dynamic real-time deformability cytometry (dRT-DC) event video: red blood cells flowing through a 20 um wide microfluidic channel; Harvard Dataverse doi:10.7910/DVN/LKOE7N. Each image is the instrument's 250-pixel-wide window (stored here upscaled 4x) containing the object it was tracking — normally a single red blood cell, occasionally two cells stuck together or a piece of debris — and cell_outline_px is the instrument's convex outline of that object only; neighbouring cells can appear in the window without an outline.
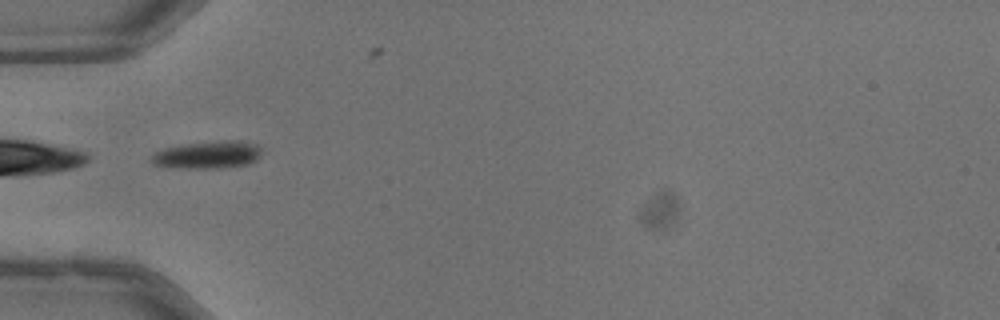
{"species": "common noctule bat (a hibernating species)", "species_latin": "Nyctalus noctula", "temperature_condition": "warm", "stored_images_in_passage": 39, "camera_frame_rate_fps": 3000, "um_per_image_px": 0.085, "animal": {"sex": "male", "body_mass_g": 13.3}, "frame": {"image": 1, "passage_image": 3, "time_ms": 0.667, "image_size_px": [1000, 320], "cell_outline_px": [[260, 156], [256, 160], [248, 164], [216, 168], [188, 168], [152, 164], [148, 160], [156, 152], [164, 148], [184, 144], [224, 140], [244, 140], [260, 144]], "centroid_in_image_um": [17.7, 13.14], "position_along_channel_um": 67.3, "area_um2": 17.69}}
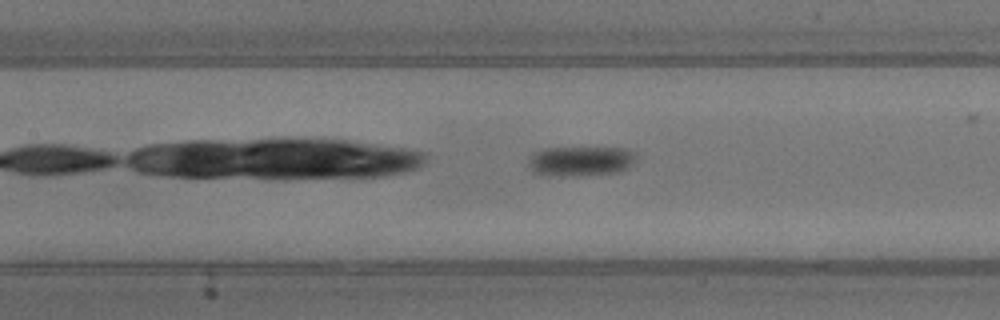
{"frame": {"image": 2, "passage_image": 10, "time_ms": 3.0, "image_size_px": [1000, 320], "cell_outline_px": [[640, 156], [628, 168], [620, 172], [552, 176], [532, 172], [528, 160], [536, 152], [544, 148], [624, 148], [636, 152]], "centroid_in_image_um": [49.42, 13.68], "position_along_channel_um": 158.0, "area_um2": 18.61}}
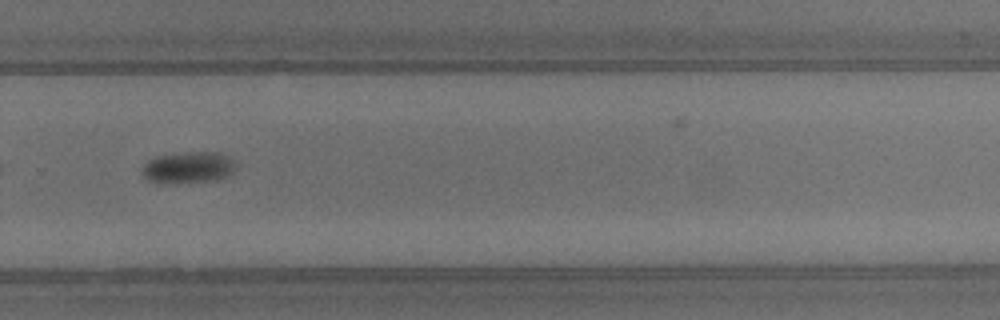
{"frame": {"image": 3, "passage_image": 22, "time_ms": 7.0, "image_size_px": [1000, 320], "cell_outline_px": [[236, 168], [228, 176], [216, 180], [160, 184], [156, 184], [148, 180], [140, 172], [140, 168], [148, 160], [156, 156], [172, 152], [220, 152], [228, 156], [236, 164]], "centroid_in_image_um": [15.95, 14.23], "position_along_channel_um": 313.9, "area_um2": 17.74}}